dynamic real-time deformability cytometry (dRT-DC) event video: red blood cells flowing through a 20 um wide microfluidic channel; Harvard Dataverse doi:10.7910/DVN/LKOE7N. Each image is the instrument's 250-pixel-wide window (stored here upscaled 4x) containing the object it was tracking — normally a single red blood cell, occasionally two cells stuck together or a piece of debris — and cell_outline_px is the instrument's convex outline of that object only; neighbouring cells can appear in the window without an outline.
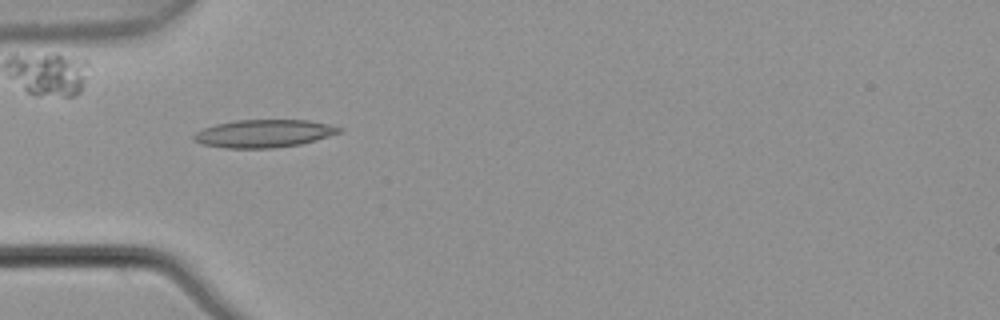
{"species": "common noctule bat (a hibernating species)", "species_latin": "Nyctalus noctula", "temperature_condition": "warm", "stored_images_in_passage": 6, "camera_frame_rate_fps": 3000, "um_per_image_px": 0.085, "animal": {"sex": "male", "body_mass_g": 21.5, "forearm_length_mm": 52.0}, "frame": {"image": 1, "passage_image": 5, "time_ms": 1.333, "image_size_px": [1000, 320], "cell_outline_px": [[344, 128], [340, 132], [316, 140], [300, 144], [272, 148], [224, 148], [200, 144], [192, 140], [192, 136], [196, 132], [204, 128], [216, 124], [236, 120], [308, 120], [332, 124]], "centroid_in_image_um": [22.42, 11.35], "position_along_channel_um": 62.6, "area_um2": 23.7}}